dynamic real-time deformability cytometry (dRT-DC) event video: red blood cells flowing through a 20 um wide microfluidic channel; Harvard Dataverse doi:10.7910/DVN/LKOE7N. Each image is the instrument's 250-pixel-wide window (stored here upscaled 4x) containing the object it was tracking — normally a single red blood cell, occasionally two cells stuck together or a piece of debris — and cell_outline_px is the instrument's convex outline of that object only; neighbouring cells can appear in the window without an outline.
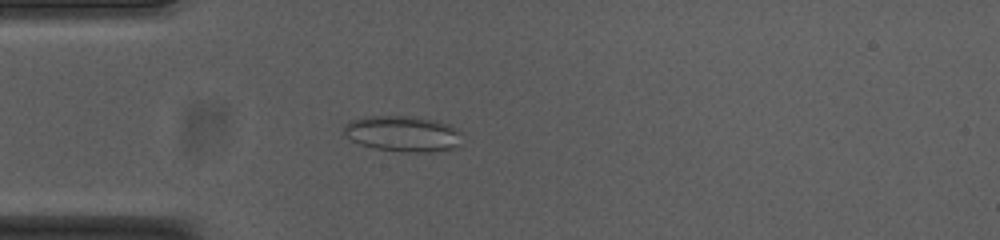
{"species": "common noctule bat (a hibernating species)", "species_latin": "Nyctalus noctula", "temperature_condition": "cold", "stored_images_in_passage": 54, "camera_frame_rate_fps": 3000, "um_per_image_px": 0.085, "animal": {"sex": "female", "body_mass_g": 23.0, "forearm_length_mm": 53.4}, "frame": {"image": 1, "passage_image": 15, "time_ms": 4.667, "image_size_px": [1000, 240], "cell_outline_px": [[460, 148], [440, 152], [408, 152], [376, 148], [360, 144], [344, 136], [344, 124], [348, 120], [364, 116], [412, 116], [440, 120], [456, 128], [460, 132]], "centroid_in_image_um": [34.27, 11.36], "position_along_channel_um": 50.7, "area_um2": 25.2}}
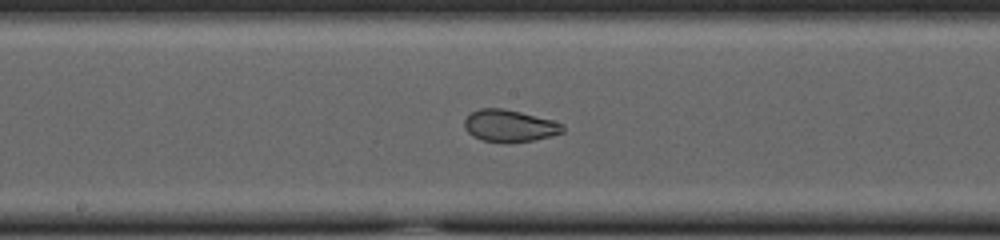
{"frame": {"image": 2, "passage_image": 28, "time_ms": 9.0, "image_size_px": [1000, 240], "cell_outline_px": [[564, 132], [552, 136], [536, 140], [484, 140], [472, 136], [464, 128], [464, 120], [472, 112], [480, 108], [504, 108], [552, 120], [564, 124]], "centroid_in_image_um": [43.33, 10.66], "position_along_channel_um": 204.9, "area_um2": 17.86}}
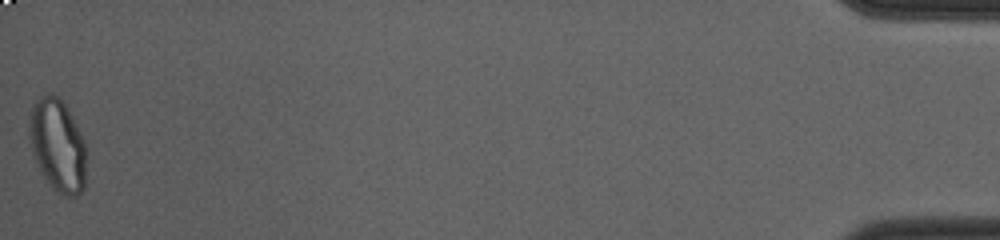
{"frame": {"image": 3, "passage_image": 54, "time_ms": 17.667, "image_size_px": [1000, 240], "cell_outline_px": [[84, 188], [76, 196], [64, 196], [56, 192], [48, 184], [40, 172], [28, 136], [28, 128], [32, 104], [40, 96], [48, 92], [56, 96], [64, 104], [72, 116], [84, 140]], "centroid_in_image_um": [4.86, 12.35], "position_along_channel_um": 430.3, "area_um2": 30.58}, "authors_computed_cell_mechanics": {"area_um2": 23.9581, "velocity_mm_per_s": 3.7568, "shape_relaxation_time_tau1_ms": 10.7643, "shape_relaxation_time_tau2_ms": 1.0057, "deformation_change_tau1": 0.2229, "deformation_change_tau2": 0.0539}}